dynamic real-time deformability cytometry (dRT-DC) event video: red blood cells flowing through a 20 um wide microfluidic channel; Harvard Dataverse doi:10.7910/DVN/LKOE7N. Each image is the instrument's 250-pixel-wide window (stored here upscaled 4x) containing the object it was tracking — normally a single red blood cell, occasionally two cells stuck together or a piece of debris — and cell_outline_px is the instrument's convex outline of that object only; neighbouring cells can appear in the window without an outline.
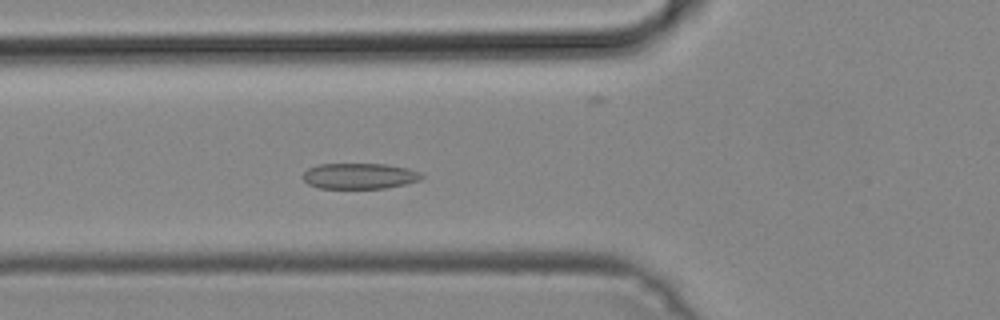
{"species": "common noctule bat (a hibernating species)", "species_latin": "Nyctalus noctula", "temperature_condition": "cold", "stored_images_in_passage": 50, "camera_frame_rate_fps": 3000, "um_per_image_px": 0.085, "animal": {"sex": "male", "body_mass_g": 19.2, "forearm_length_mm": 51.8}, "frame": {"image": 1, "passage_image": 17, "time_ms": 5.333, "image_size_px": [1000, 320], "cell_outline_px": [[424, 176], [420, 180], [404, 184], [384, 188], [320, 188], [308, 184], [300, 176], [308, 168], [316, 164], [384, 164], [408, 168], [420, 172]], "centroid_in_image_um": [30.52, 14.95], "position_along_channel_um": 95.3, "area_um2": 17.86}}
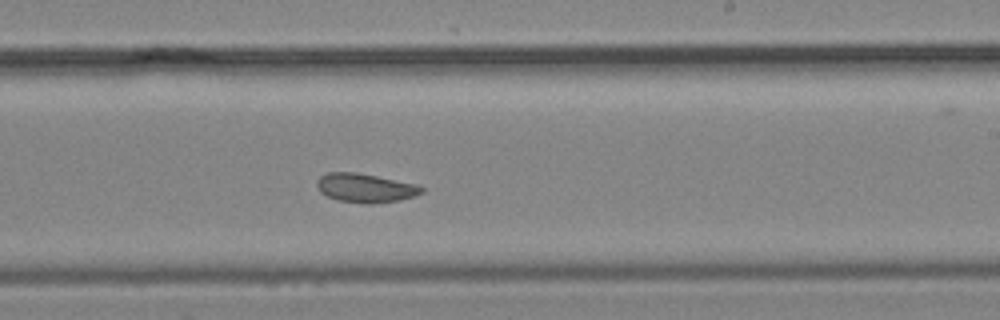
{"frame": {"image": 2, "passage_image": 29, "time_ms": 9.333, "image_size_px": [1000, 320], "cell_outline_px": [[424, 192], [400, 200], [372, 204], [368, 204], [340, 200], [328, 196], [320, 192], [316, 184], [316, 180], [320, 176], [328, 172], [356, 172], [420, 184], [424, 188]], "centroid_in_image_um": [31.08, 15.96], "position_along_channel_um": 257.9, "area_um2": 17.74}}
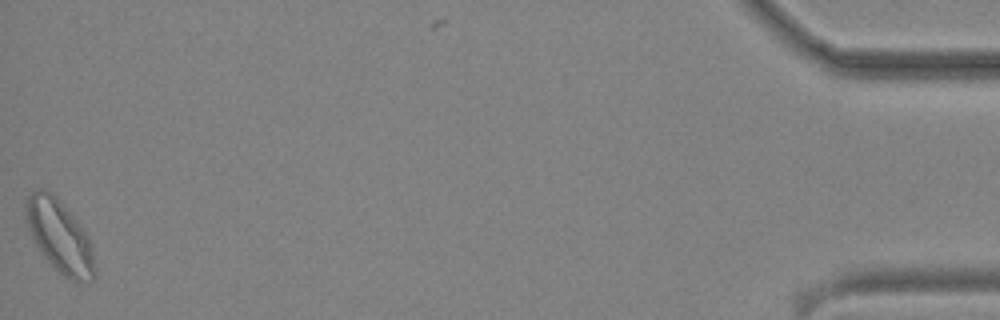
{"frame": {"image": 3, "passage_image": 49, "time_ms": 16.0, "image_size_px": [1000, 320], "cell_outline_px": [[96, 276], [92, 280], [80, 284], [64, 276], [44, 256], [36, 244], [24, 220], [24, 204], [28, 196], [32, 192], [40, 188], [44, 188], [52, 192], [56, 196], [76, 220], [88, 236], [96, 268]], "centroid_in_image_um": [5.05, 20.08], "position_along_channel_um": 430.1, "area_um2": 29.07}}